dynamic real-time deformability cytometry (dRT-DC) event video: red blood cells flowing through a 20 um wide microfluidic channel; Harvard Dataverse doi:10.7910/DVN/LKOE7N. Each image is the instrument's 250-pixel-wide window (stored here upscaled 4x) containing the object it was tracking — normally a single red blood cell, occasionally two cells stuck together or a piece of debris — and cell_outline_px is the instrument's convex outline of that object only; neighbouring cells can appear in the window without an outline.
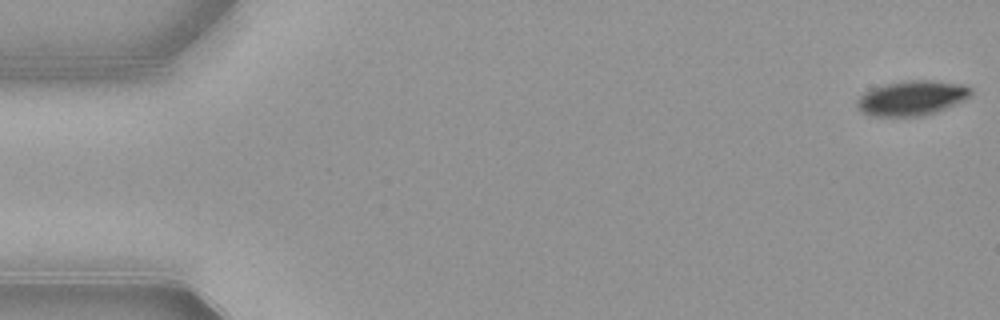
{"species": "common noctule bat (a hibernating species)", "species_latin": "Nyctalus noctula", "temperature_condition": "warm", "stored_images_in_passage": 53, "camera_frame_rate_fps": 3000, "um_per_image_px": 0.085, "animal": {"sex": "female", "body_mass_g": 21.9}, "frame": {"image": 1, "passage_image": 1, "time_ms": 0.0, "image_size_px": [1000, 320], "cell_outline_px": [[972, 96], [956, 104], [936, 112], [924, 116], [872, 116], [860, 112], [856, 108], [856, 100], [864, 92], [872, 88], [884, 84], [904, 80], [932, 80], [964, 84], [972, 88]], "centroid_in_image_um": [77.5, 8.33], "position_along_channel_um": 7.5, "area_um2": 23.52}}
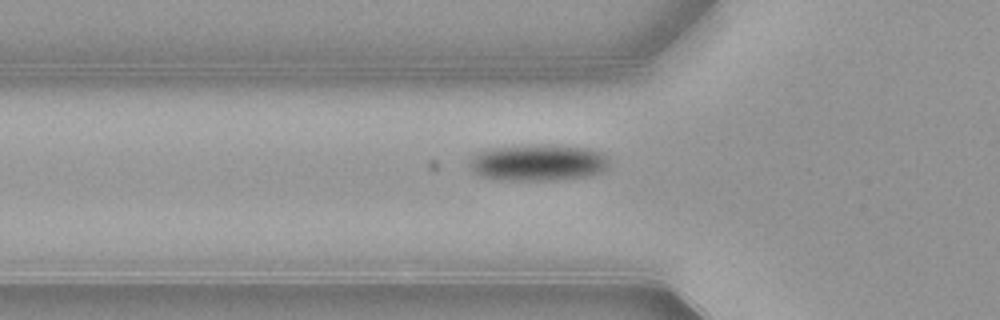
{"frame": {"image": 2, "passage_image": 18, "time_ms": 5.667, "image_size_px": [1000, 320], "cell_outline_px": [[608, 164], [600, 172], [588, 176], [552, 180], [508, 180], [480, 176], [472, 172], [468, 164], [468, 160], [476, 152], [492, 148], [532, 144], [552, 144], [588, 148], [600, 152], [608, 160]], "centroid_in_image_um": [45.67, 13.8], "position_along_channel_um": 80.1, "area_um2": 29.88}}
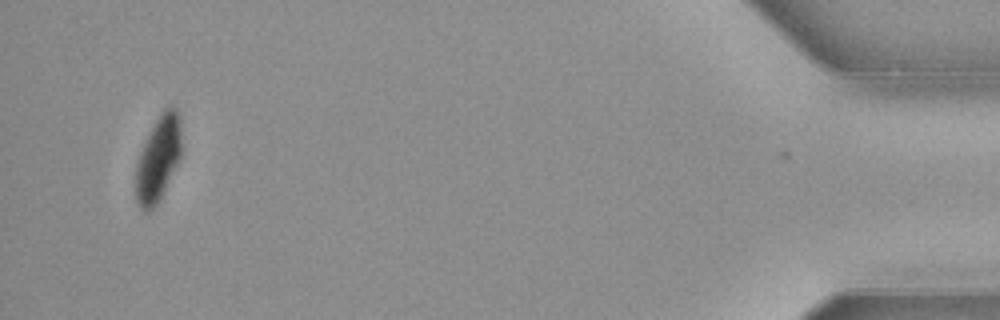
{"frame": {"image": 3, "passage_image": 51, "time_ms": 16.667, "image_size_px": [1000, 320], "cell_outline_px": [[180, 160], [160, 200], [148, 212], [144, 212], [140, 208], [136, 200], [136, 164], [140, 152], [160, 112], [168, 104], [172, 104], [176, 108], [180, 116]], "centroid_in_image_um": [13.46, 13.48], "position_along_channel_um": 421.7, "area_um2": 22.77}, "authors_computed_cell_mechanics": {"area_um2": 26.7036, "velocity_mm_per_s": 3.8741, "shape_relaxation_time_tau1_ms": 3.7429, "shape_relaxation_time_tau2_ms": 2.7418, "deformation_change_tau1": 0.1157, "deformation_change_tau2": 0.04}}